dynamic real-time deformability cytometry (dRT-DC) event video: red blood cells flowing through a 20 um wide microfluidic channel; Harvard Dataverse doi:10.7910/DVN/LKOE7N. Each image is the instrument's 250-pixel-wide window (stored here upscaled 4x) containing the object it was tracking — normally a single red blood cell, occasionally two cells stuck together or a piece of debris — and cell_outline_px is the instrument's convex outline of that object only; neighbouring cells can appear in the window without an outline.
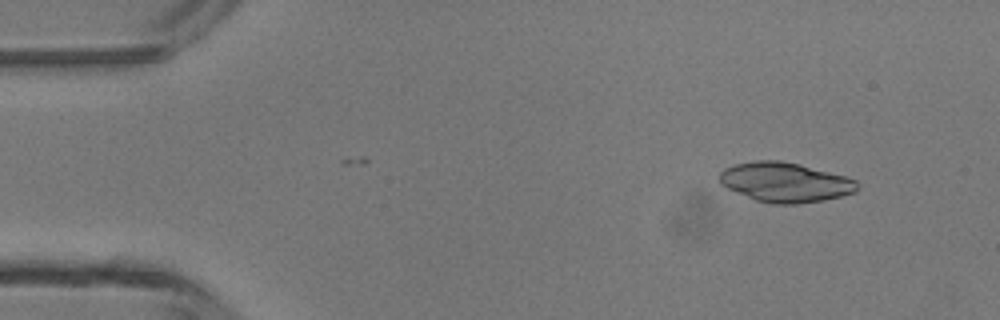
{"species": "common noctule bat (a hibernating species)", "species_latin": "Nyctalus noctula", "temperature_condition": "room temperature", "stored_images_in_passage": 3, "camera_frame_rate_fps": 3000, "um_per_image_px": 0.085, "animal": {"sex": "male", "body_mass_g": 13.3}, "frame": {"image": 1, "passage_image": 1, "time_ms": 0.0, "image_size_px": [1000, 320], "cell_outline_px": [[860, 188], [856, 192], [824, 200], [796, 204], [772, 204], [756, 200], [736, 192], [720, 184], [720, 172], [724, 168], [736, 164], [756, 160], [780, 160], [800, 164], [844, 176], [856, 180], [860, 184]], "centroid_in_image_um": [66.75, 15.49], "position_along_channel_um": 18.2, "area_um2": 31.85}}